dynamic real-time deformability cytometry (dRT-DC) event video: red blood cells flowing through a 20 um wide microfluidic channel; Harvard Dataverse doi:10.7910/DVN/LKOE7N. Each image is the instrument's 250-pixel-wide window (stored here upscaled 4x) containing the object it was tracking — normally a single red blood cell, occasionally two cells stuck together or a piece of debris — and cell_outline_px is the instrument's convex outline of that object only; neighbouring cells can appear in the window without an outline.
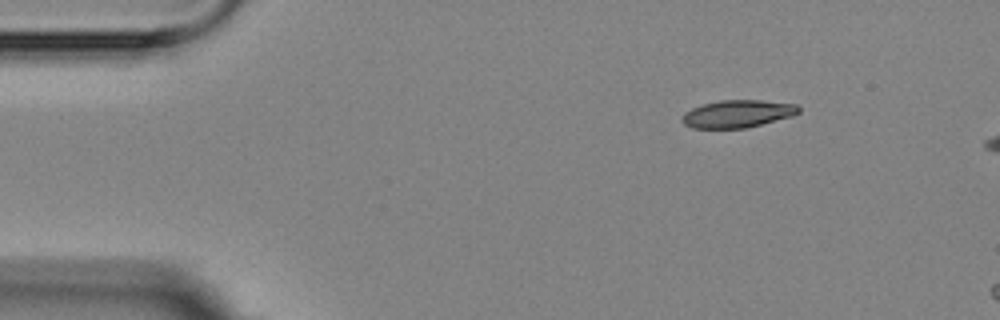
{"species": "Egyptian fruit bat (a non-hibernating species)", "species_latin": "Rousettus aegyptiacus", "temperature_condition": "room temperature", "stored_images_in_passage": 3, "camera_frame_rate_fps": 3000, "um_per_image_px": 0.085, "animal": {"sex": "female"}, "frame": {"image": 1, "passage_image": 1, "time_ms": 0.0, "image_size_px": [1000, 320], "cell_outline_px": [[800, 112], [792, 116], [744, 128], [692, 128], [684, 124], [680, 120], [684, 112], [692, 108], [704, 104], [720, 100], [760, 100], [796, 104], [800, 108]], "centroid_in_image_um": [62.67, 9.67], "position_along_channel_um": 22.3, "area_um2": 18.61}}